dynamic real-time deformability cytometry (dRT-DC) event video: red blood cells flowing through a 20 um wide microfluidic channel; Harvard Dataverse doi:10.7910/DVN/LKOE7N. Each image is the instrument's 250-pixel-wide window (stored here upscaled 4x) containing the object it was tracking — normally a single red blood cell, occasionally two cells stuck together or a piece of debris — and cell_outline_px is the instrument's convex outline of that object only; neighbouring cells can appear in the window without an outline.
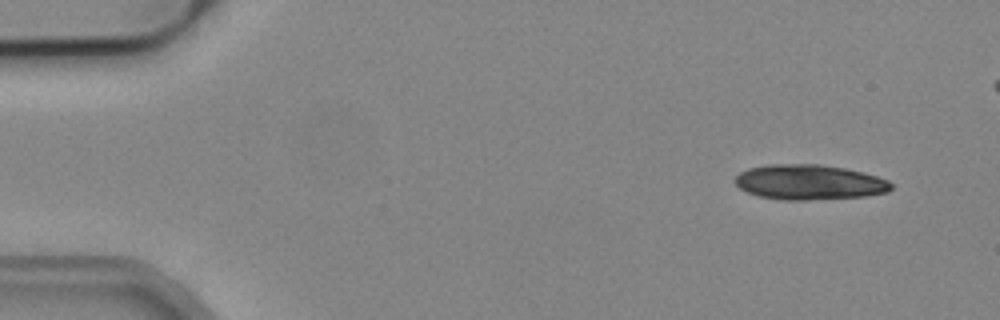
{"species": "common noctule bat (a hibernating species)", "species_latin": "Nyctalus noctula", "temperature_condition": "cold", "stored_images_in_passage": 5, "camera_frame_rate_fps": 3000, "um_per_image_px": 0.085, "animal": {"sex": "male", "body_mass_g": 19.2, "forearm_length_mm": 51.8}, "frame": {"image": 1, "passage_image": 1, "time_ms": 0.0, "image_size_px": [1000, 320], "cell_outline_px": [[892, 188], [888, 192], [864, 196], [808, 200], [780, 200], [760, 196], [748, 192], [740, 188], [732, 180], [740, 172], [748, 168], [768, 164], [820, 164], [844, 168], [876, 176], [888, 180], [892, 184]], "centroid_in_image_um": [68.76, 15.48], "position_along_channel_um": 16.2, "area_um2": 31.91}}